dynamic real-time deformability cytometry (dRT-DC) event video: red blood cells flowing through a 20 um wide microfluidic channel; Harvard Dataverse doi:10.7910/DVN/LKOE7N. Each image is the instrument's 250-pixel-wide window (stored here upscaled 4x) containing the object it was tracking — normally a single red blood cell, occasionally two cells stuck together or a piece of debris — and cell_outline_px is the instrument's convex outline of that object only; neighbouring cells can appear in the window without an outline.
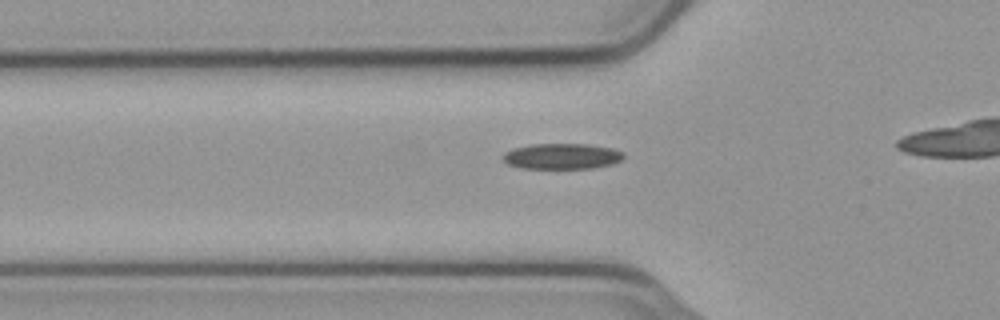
{"species": "common noctule bat (a hibernating species)", "species_latin": "Nyctalus noctula", "temperature_condition": "cold", "stored_images_in_passage": 33, "camera_frame_rate_fps": 3000, "um_per_image_px": 0.085, "animal": {"sex": "male", "body_mass_g": 23.1, "forearm_length_mm": 52.7}, "frame": {"image": 1, "passage_image": 8, "time_ms": 2.333, "image_size_px": [1000, 320], "cell_outline_px": [[620, 156], [616, 160], [600, 164], [572, 168], [544, 168], [516, 164], [508, 160], [508, 156], [512, 152], [524, 148], [596, 148], [616, 152]], "centroid_in_image_um": [47.76, 13.37], "position_along_channel_um": 78.0, "area_um2": 13.24}}
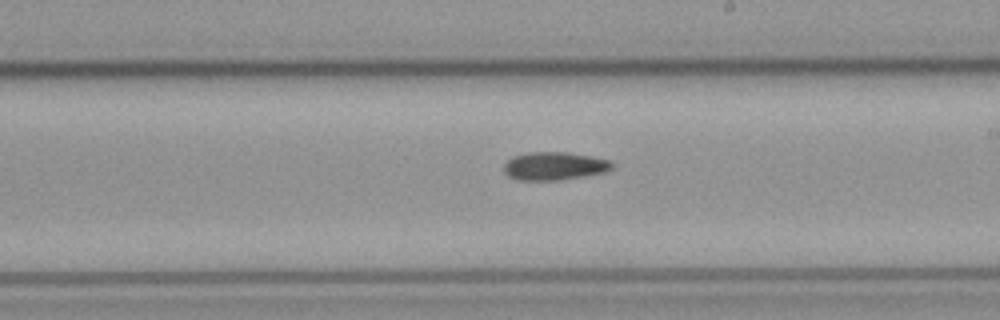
{"frame": {"image": 2, "passage_image": 21, "time_ms": 6.667, "image_size_px": [1000, 320], "cell_outline_px": [[608, 164], [604, 168], [592, 172], [564, 176], [516, 176], [508, 168], [508, 164], [512, 160], [524, 156], [572, 156], [600, 160]], "centroid_in_image_um": [47.09, 14.1], "position_along_channel_um": 241.9, "area_um2": 11.91}}
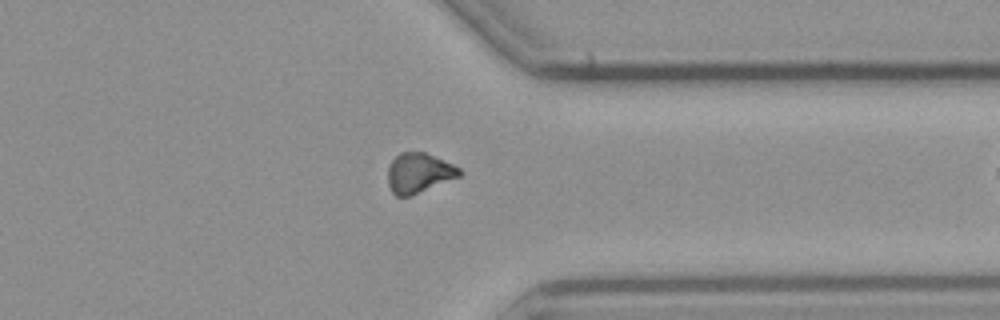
{"frame": {"image": 3, "passage_image": 32, "time_ms": 10.333, "image_size_px": [1000, 320], "cell_outline_px": [[460, 172], [456, 176], [404, 196], [400, 196], [392, 188], [392, 164], [400, 156], [412, 152], [420, 152], [440, 160], [456, 168]], "centroid_in_image_um": [35.63, 14.68], "position_along_channel_um": 375.8, "area_um2": 13.87}}